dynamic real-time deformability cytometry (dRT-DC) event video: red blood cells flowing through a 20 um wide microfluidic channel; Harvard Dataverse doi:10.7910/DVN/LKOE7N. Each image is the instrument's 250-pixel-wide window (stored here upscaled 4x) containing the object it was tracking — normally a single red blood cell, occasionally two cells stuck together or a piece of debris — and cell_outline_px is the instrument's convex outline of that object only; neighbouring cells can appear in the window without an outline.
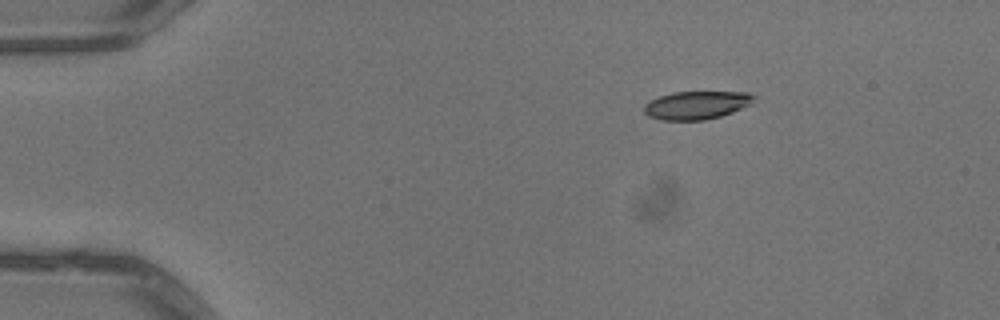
{"species": "common noctule bat (a hibernating species)", "species_latin": "Nyctalus noctula", "temperature_condition": "warm", "stored_images_in_passage": 3, "camera_frame_rate_fps": 3000, "um_per_image_px": 0.085, "animal": {"sex": "male", "body_mass_g": 13.3}, "frame": {"image": 1, "passage_image": 1, "time_ms": 0.0, "image_size_px": [1000, 320], "cell_outline_px": [[756, 96], [748, 104], [732, 112], [720, 116], [704, 120], [660, 120], [648, 116], [644, 112], [644, 104], [648, 100], [672, 92], [748, 92]], "centroid_in_image_um": [59.14, 8.93], "position_along_channel_um": 25.9, "area_um2": 17.92}}
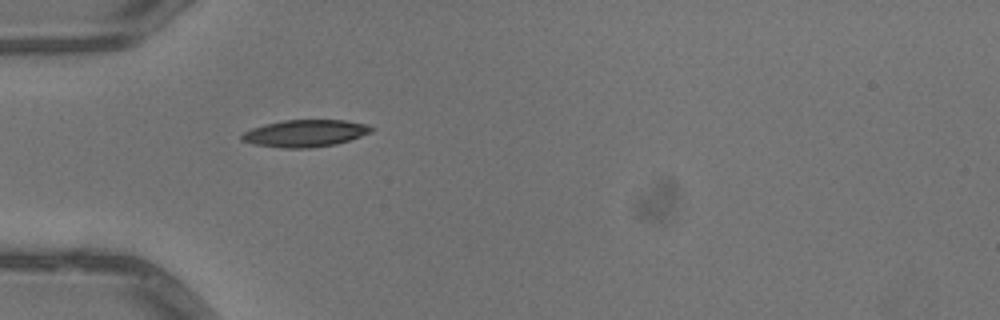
{"frame": {"image": 2, "passage_image": 3, "time_ms": 0.667, "image_size_px": [1000, 320], "cell_outline_px": [[376, 128], [372, 132], [336, 144], [308, 148], [284, 148], [252, 144], [240, 140], [240, 136], [244, 132], [252, 128], [264, 124], [284, 120], [344, 120], [368, 124]], "centroid_in_image_um": [25.94, 11.33], "position_along_channel_um": 59.1, "area_um2": 20.52}}